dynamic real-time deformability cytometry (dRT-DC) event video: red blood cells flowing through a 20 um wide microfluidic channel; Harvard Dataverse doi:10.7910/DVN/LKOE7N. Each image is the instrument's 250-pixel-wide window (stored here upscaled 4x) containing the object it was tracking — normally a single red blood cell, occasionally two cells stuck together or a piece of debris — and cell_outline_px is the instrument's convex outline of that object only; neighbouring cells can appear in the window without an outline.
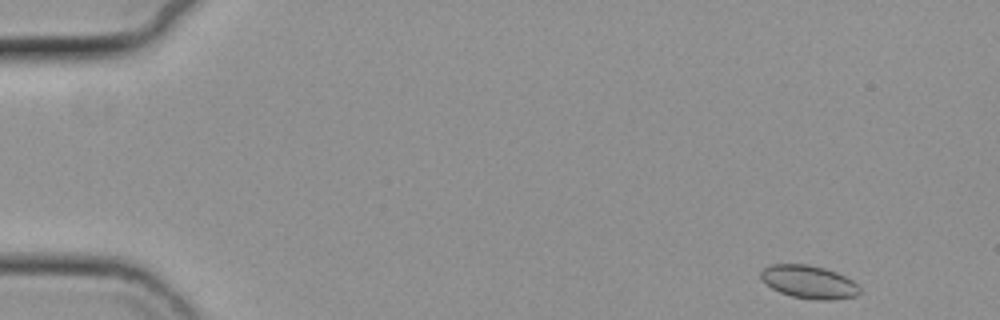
{"species": "common noctule bat (a hibernating species)", "species_latin": "Nyctalus noctula", "temperature_condition": "cold", "stored_images_in_passage": 53, "camera_frame_rate_fps": 3000, "um_per_image_px": 0.085, "animal": {"sex": "female", "body_mass_g": 19.3, "forearm_length_mm": 54.1}, "frame": {"image": 1, "passage_image": 1, "time_ms": 0.0, "image_size_px": [1000, 320], "cell_outline_px": [[860, 292], [856, 296], [832, 300], [820, 300], [792, 296], [780, 292], [772, 288], [760, 276], [760, 272], [764, 268], [772, 264], [808, 264], [824, 268], [836, 272], [852, 280], [860, 288]], "centroid_in_image_um": [68.77, 23.96], "position_along_channel_um": 16.2, "area_um2": 18.84}}
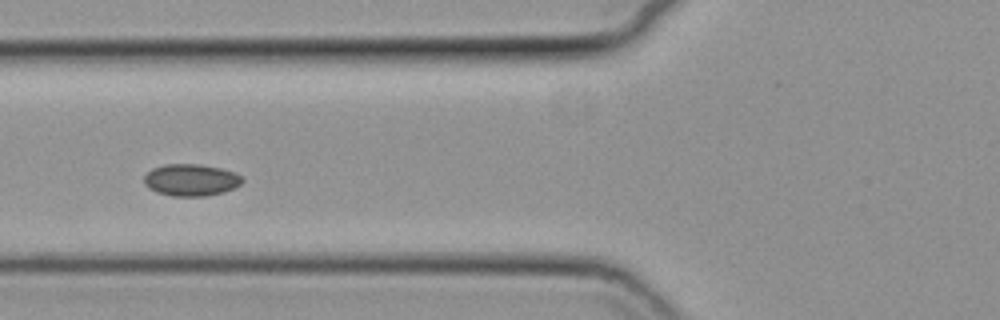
{"frame": {"image": 2, "passage_image": 19, "time_ms": 6.0, "image_size_px": [1000, 320], "cell_outline_px": [[244, 180], [236, 188], [224, 192], [204, 196], [172, 196], [156, 192], [148, 188], [144, 184], [144, 176], [152, 168], [164, 164], [200, 164], [220, 168], [236, 172], [244, 176]], "centroid_in_image_um": [16.26, 15.29], "position_along_channel_um": 109.5, "area_um2": 18.55}}
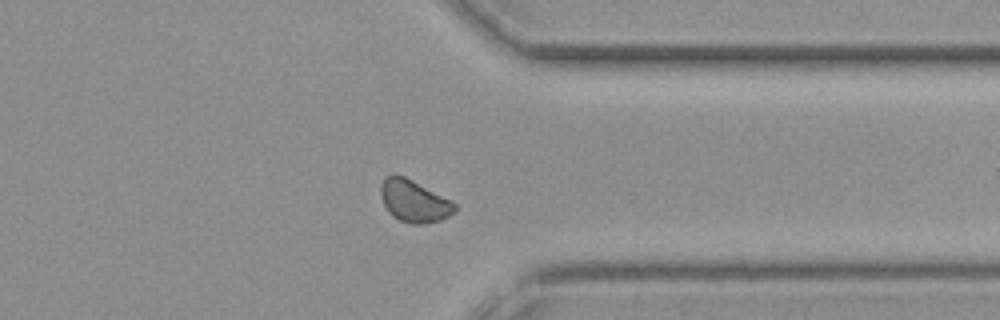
{"frame": {"image": 3, "passage_image": 41, "time_ms": 13.333, "image_size_px": [1000, 320], "cell_outline_px": [[456, 212], [440, 220], [420, 224], [412, 224], [400, 220], [392, 216], [388, 212], [380, 196], [380, 184], [384, 176], [404, 176], [452, 200], [456, 204]], "centroid_in_image_um": [35.19, 17.1], "position_along_channel_um": 376.2, "area_um2": 18.15}}